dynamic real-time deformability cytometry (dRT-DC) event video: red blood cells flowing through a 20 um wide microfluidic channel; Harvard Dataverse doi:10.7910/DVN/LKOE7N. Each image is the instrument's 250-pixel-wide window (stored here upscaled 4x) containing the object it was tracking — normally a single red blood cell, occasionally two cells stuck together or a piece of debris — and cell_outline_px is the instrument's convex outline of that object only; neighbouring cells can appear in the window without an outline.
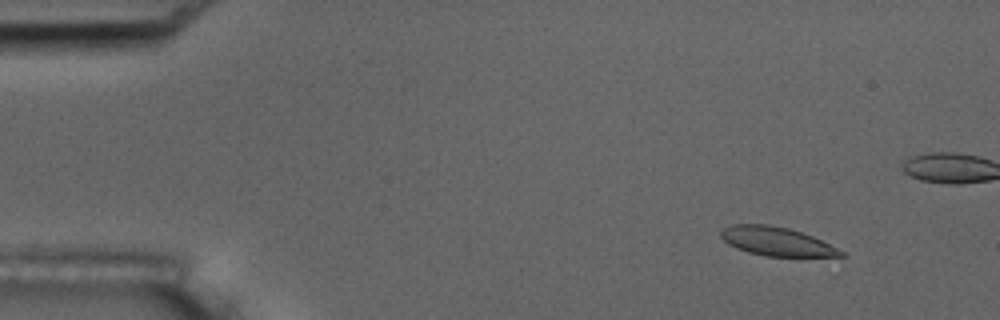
{"species": "common noctule bat (a hibernating species)", "species_latin": "Nyctalus noctula", "temperature_condition": "room temperature", "stored_images_in_passage": 8, "camera_frame_rate_fps": 3000, "um_per_image_px": 0.085, "animal": {"sex": "male", "body_mass_g": 17.5, "forearm_length_mm": 52.3}, "frame": {"image": 1, "passage_image": 2, "time_ms": 1.333, "image_size_px": [1000, 320], "cell_outline_px": [[848, 256], [764, 256], [748, 252], [736, 248], [728, 244], [720, 236], [720, 232], [724, 228], [732, 224], [768, 224], [788, 228], [812, 236], [844, 252]], "centroid_in_image_um": [65.96, 20.51], "position_along_channel_um": 19.0, "area_um2": 19.88}}